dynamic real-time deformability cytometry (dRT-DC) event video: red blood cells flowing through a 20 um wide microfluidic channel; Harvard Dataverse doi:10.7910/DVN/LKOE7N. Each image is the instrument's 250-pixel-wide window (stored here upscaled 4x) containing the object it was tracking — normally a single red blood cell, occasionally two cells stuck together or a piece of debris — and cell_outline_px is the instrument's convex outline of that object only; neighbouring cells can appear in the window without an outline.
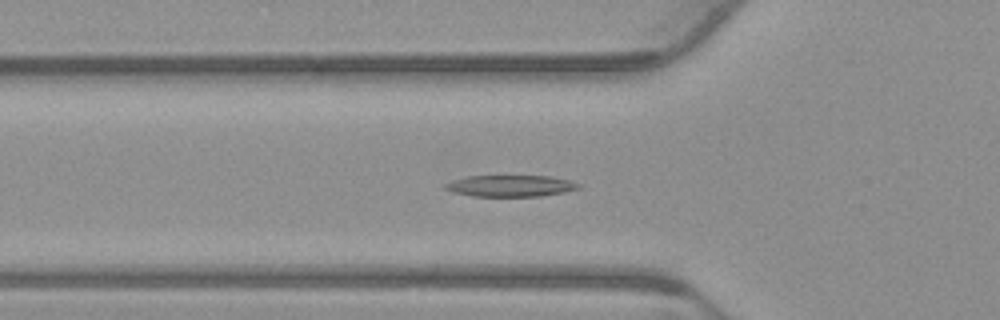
{"species": "common noctule bat (a hibernating species)", "species_latin": "Nyctalus noctula", "temperature_condition": "warm", "stored_images_in_passage": 53, "camera_frame_rate_fps": 3000, "um_per_image_px": 0.085, "animal": {"sex": "male", "body_mass_g": 23.1, "forearm_length_mm": 52.7}, "frame": {"image": 1, "passage_image": 17, "time_ms": 5.333, "image_size_px": [1000, 320], "cell_outline_px": [[580, 188], [564, 192], [540, 196], [476, 196], [452, 192], [444, 188], [444, 184], [452, 180], [468, 176], [548, 176], [568, 180], [580, 184]], "centroid_in_image_um": [43.37, 15.8], "position_along_channel_um": 82.4, "area_um2": 16.53}}
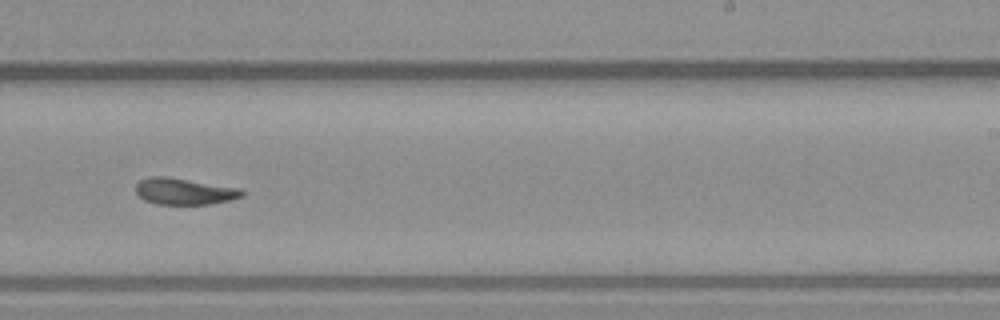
{"frame": {"image": 2, "passage_image": 32, "time_ms": 10.333, "image_size_px": [1000, 320], "cell_outline_px": [[244, 196], [232, 200], [208, 204], [156, 204], [144, 200], [136, 192], [136, 184], [140, 180], [148, 176], [164, 176], [240, 188], [244, 192]], "centroid_in_image_um": [15.66, 16.27], "position_along_channel_um": 273.3, "area_um2": 16.36}}
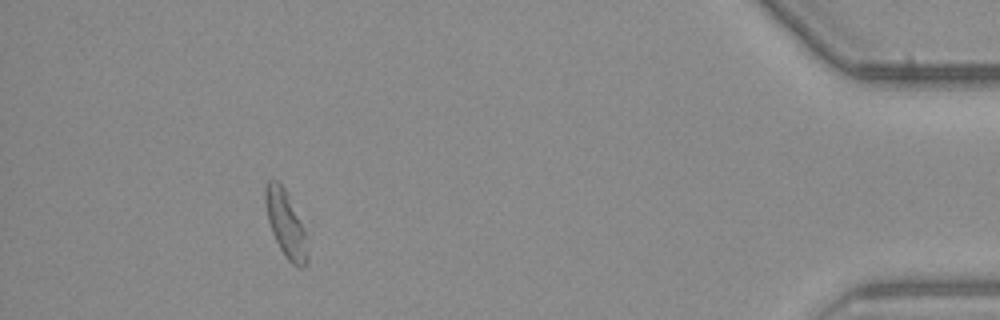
{"frame": {"image": 3, "passage_image": 48, "time_ms": 15.667, "image_size_px": [1000, 320], "cell_outline_px": [[308, 260], [304, 268], [300, 268], [292, 264], [288, 260], [280, 248], [272, 232], [268, 220], [264, 200], [264, 184], [268, 180], [276, 180], [284, 188], [304, 228], [308, 256]], "centroid_in_image_um": [24.27, 19.04], "position_along_channel_um": 410.9, "area_um2": 16.13}, "authors_computed_cell_mechanics": {"area_um2": 16.7042, "velocity_mm_per_s": 3.803, "shape_relaxation_time_tau1_ms": 5.9966, "shape_relaxation_time_tau2_ms": 2.2345, "deformation_change_tau1": 0.2199, "deformation_change_tau2": 0.1095}}